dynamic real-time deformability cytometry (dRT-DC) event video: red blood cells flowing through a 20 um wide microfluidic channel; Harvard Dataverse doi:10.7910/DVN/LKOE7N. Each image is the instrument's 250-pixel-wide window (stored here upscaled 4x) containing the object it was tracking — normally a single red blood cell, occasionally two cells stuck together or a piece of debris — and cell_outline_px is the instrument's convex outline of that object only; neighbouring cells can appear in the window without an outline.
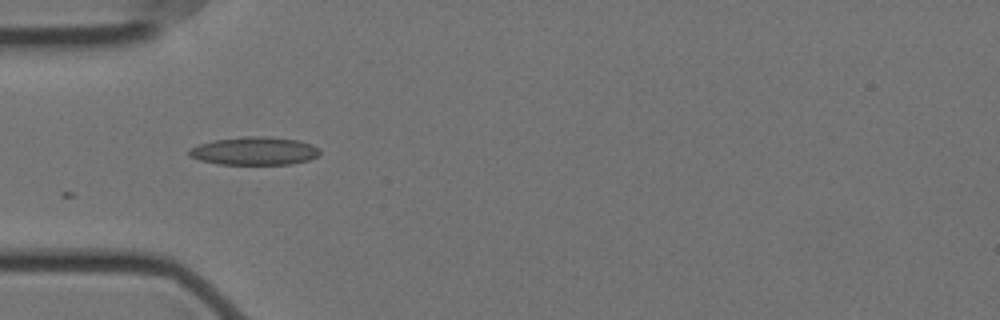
{"species": "Egyptian fruit bat (a non-hibernating species)", "species_latin": "Rousettus aegyptiacus", "temperature_condition": "cold", "stored_images_in_passage": 5, "camera_frame_rate_fps": 3000, "um_per_image_px": 0.085, "animal": {"sex": "female"}, "frame": {"image": 1, "passage_image": 1, "time_ms": 0.0, "image_size_px": [1000, 320], "cell_outline_px": [[320, 152], [316, 156], [308, 160], [292, 164], [220, 164], [200, 160], [188, 156], [188, 148], [200, 144], [216, 140], [248, 136], [268, 136], [300, 140], [312, 144], [320, 148]], "centroid_in_image_um": [21.64, 12.83], "position_along_channel_um": 63.4, "area_um2": 21.44}}
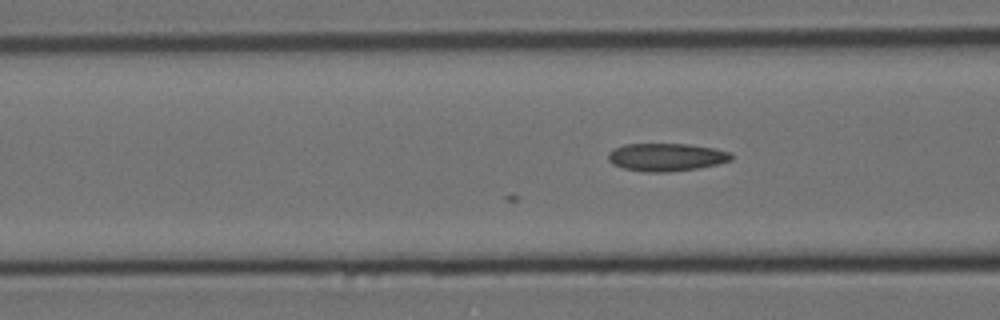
{"frame": {"image": 2, "passage_image": 5, "time_ms": 1.333, "image_size_px": [1000, 320], "cell_outline_px": [[732, 160], [716, 164], [696, 168], [668, 172], [644, 172], [624, 168], [612, 164], [608, 160], [608, 152], [624, 144], [688, 144], [712, 148], [732, 152]], "centroid_in_image_um": [56.62, 13.35], "position_along_channel_um": 110.0, "area_um2": 19.88}}